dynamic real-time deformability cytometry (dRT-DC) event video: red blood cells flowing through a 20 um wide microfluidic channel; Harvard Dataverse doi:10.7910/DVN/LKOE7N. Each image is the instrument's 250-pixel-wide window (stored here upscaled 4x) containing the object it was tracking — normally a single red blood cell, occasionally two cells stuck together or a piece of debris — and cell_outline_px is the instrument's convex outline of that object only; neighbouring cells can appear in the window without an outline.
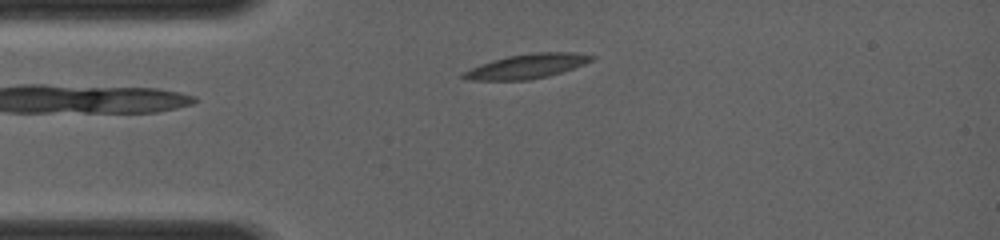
{"species": "common noctule bat (a hibernating species)", "species_latin": "Nyctalus noctula", "temperature_condition": "room temperature", "stored_images_in_passage": 41, "camera_frame_rate_fps": 4000, "um_per_image_px": 0.085, "animal": {"sex": "female", "body_mass_g": 19.0, "forearm_length_mm": 56.7}, "frame": {"image": 1, "passage_image": 9, "time_ms": 1.5, "image_size_px": [1000, 240], "cell_outline_px": [[596, 56], [592, 60], [584, 64], [548, 76], [528, 80], [468, 80], [460, 76], [464, 72], [480, 64], [492, 60], [508, 56], [532, 52], [576, 52]], "centroid_in_image_um": [44.79, 5.62], "position_along_channel_um": 40.2, "area_um2": 18.15}}
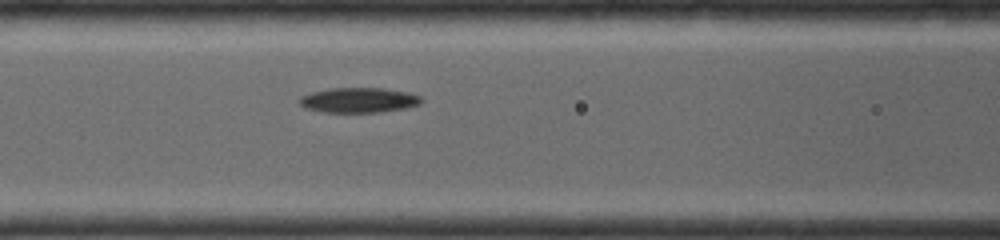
{"frame": {"image": 2, "passage_image": 20, "time_ms": 4.0, "image_size_px": [1000, 240], "cell_outline_px": [[424, 100], [420, 104], [408, 108], [380, 112], [320, 112], [304, 108], [296, 100], [300, 96], [312, 92], [328, 88], [384, 88], [408, 92], [420, 96]], "centroid_in_image_um": [30.48, 8.51], "position_along_channel_um": 136.1, "area_um2": 18.09}}
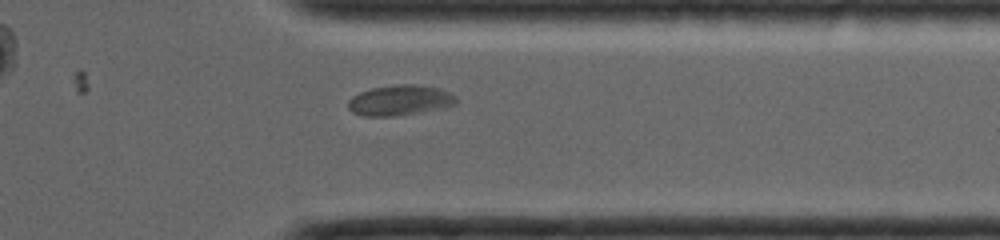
{"frame": {"image": 3, "passage_image": 41, "time_ms": 9.25, "image_size_px": [1000, 240], "cell_outline_px": [[460, 100], [456, 104], [444, 108], [392, 116], [364, 116], [352, 112], [348, 108], [348, 100], [352, 96], [360, 92], [372, 88], [392, 84], [416, 84], [440, 88], [456, 96]], "centroid_in_image_um": [34.01, 8.51], "position_along_channel_um": 377.4, "area_um2": 19.31}}